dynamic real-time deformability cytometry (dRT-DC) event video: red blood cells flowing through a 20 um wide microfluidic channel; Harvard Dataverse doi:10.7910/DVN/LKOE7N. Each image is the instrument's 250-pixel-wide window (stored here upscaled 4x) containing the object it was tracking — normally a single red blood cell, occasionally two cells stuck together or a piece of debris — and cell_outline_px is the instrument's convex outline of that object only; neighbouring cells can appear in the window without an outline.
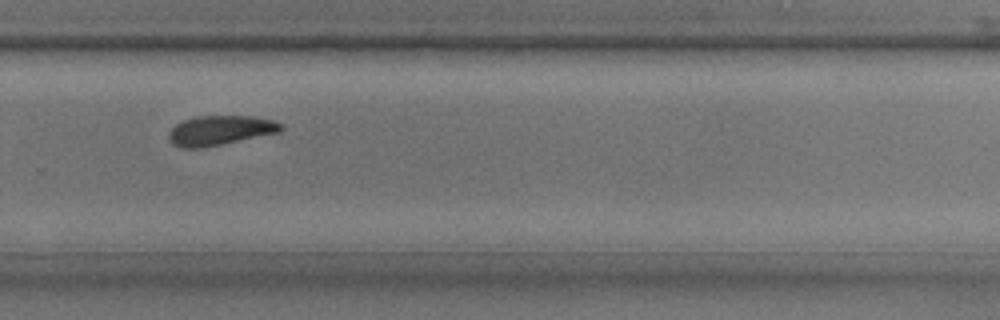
{"species": "common noctule bat (a hibernating species)", "species_latin": "Nyctalus noctula", "temperature_condition": "room temperature", "stored_images_in_passage": 27, "camera_frame_rate_fps": 3000, "um_per_image_px": 0.085, "animal": {"sex": "male", "body_mass_g": 17.9, "forearm_length_mm": 54.2}, "frame": {"image": 1, "passage_image": 20, "time_ms": 6.333, "image_size_px": [1000, 320], "cell_outline_px": [[284, 128], [280, 132], [200, 148], [180, 148], [172, 144], [168, 136], [168, 132], [176, 124], [184, 120], [196, 116], [252, 116], [272, 120], [284, 124]], "centroid_in_image_um": [18.7, 11.08], "position_along_channel_um": 311.1, "area_um2": 19.31}}